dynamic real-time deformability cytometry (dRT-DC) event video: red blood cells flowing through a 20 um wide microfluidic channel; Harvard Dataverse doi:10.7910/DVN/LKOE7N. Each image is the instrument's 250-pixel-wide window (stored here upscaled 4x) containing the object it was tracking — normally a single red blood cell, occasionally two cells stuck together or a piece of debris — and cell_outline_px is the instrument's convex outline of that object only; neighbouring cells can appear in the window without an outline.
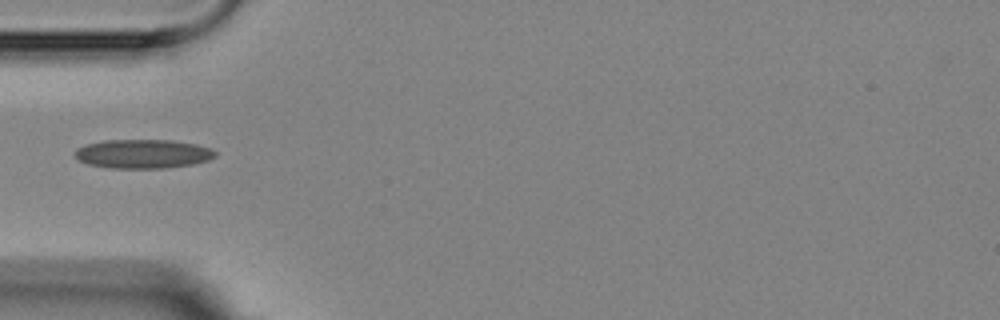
{"species": "Egyptian fruit bat (a non-hibernating species)", "species_latin": "Rousettus aegyptiacus", "temperature_condition": "room temperature", "stored_images_in_passage": 5, "camera_frame_rate_fps": 3000, "um_per_image_px": 0.085, "animal": {"sex": "female"}, "frame": {"image": 1, "passage_image": 1, "time_ms": 0.0, "image_size_px": [1000, 320], "cell_outline_px": [[216, 156], [208, 160], [192, 164], [164, 168], [112, 168], [88, 164], [76, 160], [76, 148], [84, 144], [104, 140], [172, 140], [196, 144], [212, 148], [216, 152]], "centroid_in_image_um": [12.14, 13.07], "position_along_channel_um": 72.9, "area_um2": 23.81}}
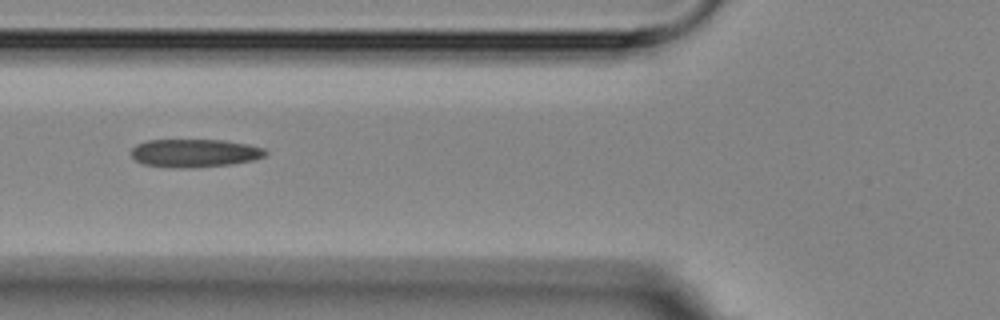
{"frame": {"image": 2, "passage_image": 2, "time_ms": 1.0, "image_size_px": [1000, 320], "cell_outline_px": [[268, 152], [264, 156], [252, 160], [232, 164], [188, 168], [172, 168], [144, 164], [136, 160], [132, 156], [132, 148], [136, 144], [148, 140], [224, 140], [248, 144], [264, 148]], "centroid_in_image_um": [16.55, 13.01], "position_along_channel_um": 109.3, "area_um2": 22.02}}
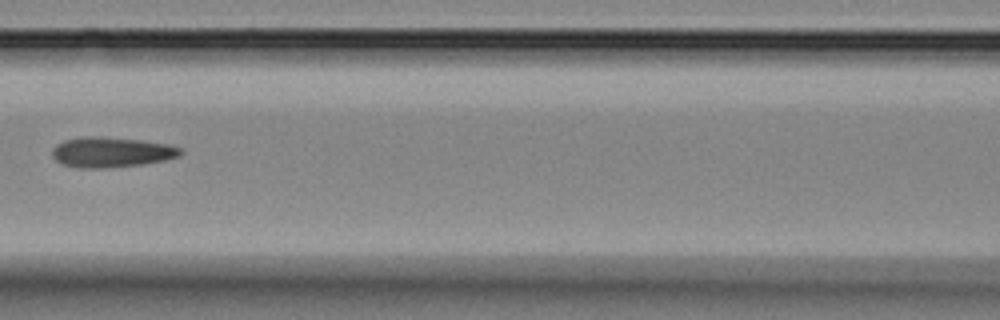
{"frame": {"image": 3, "passage_image": 3, "time_ms": 2.333, "image_size_px": [1000, 320], "cell_outline_px": [[184, 152], [180, 156], [164, 160], [140, 164], [104, 168], [76, 168], [60, 164], [52, 156], [52, 148], [56, 144], [64, 140], [84, 136], [100, 136], [140, 140], [168, 144], [184, 148]], "centroid_in_image_um": [9.45, 12.93], "position_along_channel_um": 157.1, "area_um2": 22.83}}